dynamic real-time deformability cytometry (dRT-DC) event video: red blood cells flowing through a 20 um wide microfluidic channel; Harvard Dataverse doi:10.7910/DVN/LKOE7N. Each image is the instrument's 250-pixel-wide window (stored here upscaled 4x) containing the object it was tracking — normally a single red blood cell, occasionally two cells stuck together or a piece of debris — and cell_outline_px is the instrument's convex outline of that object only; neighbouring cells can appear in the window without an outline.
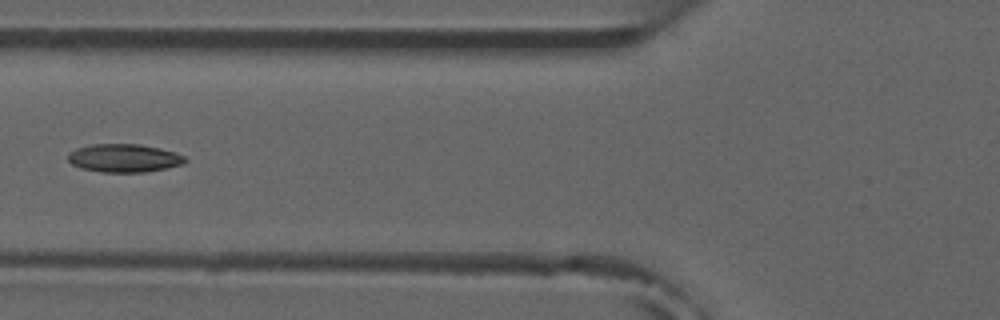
{"species": "common noctule bat (a hibernating species)", "species_latin": "Nyctalus noctula", "temperature_condition": "room temperature", "stored_images_in_passage": 6, "camera_frame_rate_fps": 3000, "um_per_image_px": 0.085, "animal": {"sex": "male", "forearm_length_mm": 52.5}, "frame": {"image": 1, "passage_image": 5, "time_ms": 4.667, "image_size_px": [1000, 320], "cell_outline_px": [[188, 160], [184, 164], [144, 172], [100, 172], [80, 168], [72, 164], [68, 160], [68, 152], [76, 148], [92, 144], [140, 144], [160, 148], [176, 152], [184, 156]], "centroid_in_image_um": [10.54, 13.43], "position_along_channel_um": 115.3, "area_um2": 19.36}}
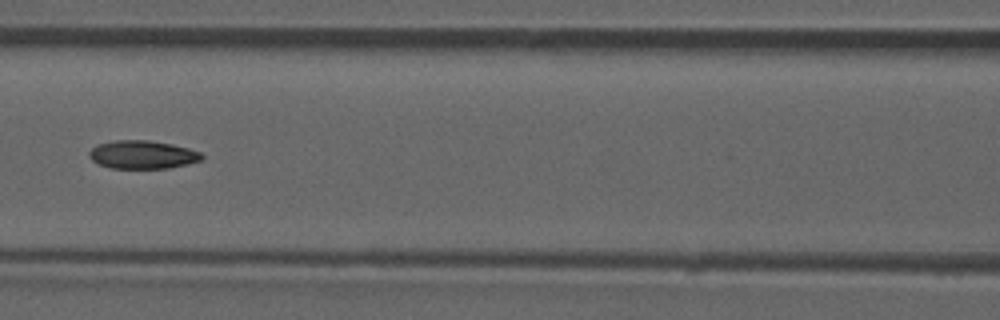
{"frame": {"image": 2, "passage_image": 6, "time_ms": 5.667, "image_size_px": [1000, 320], "cell_outline_px": [[204, 156], [200, 160], [188, 164], [168, 168], [108, 168], [92, 160], [88, 156], [88, 152], [96, 144], [116, 140], [148, 140], [172, 144], [188, 148], [200, 152]], "centroid_in_image_um": [12.09, 13.14], "position_along_channel_um": 154.5, "area_um2": 18.55}}